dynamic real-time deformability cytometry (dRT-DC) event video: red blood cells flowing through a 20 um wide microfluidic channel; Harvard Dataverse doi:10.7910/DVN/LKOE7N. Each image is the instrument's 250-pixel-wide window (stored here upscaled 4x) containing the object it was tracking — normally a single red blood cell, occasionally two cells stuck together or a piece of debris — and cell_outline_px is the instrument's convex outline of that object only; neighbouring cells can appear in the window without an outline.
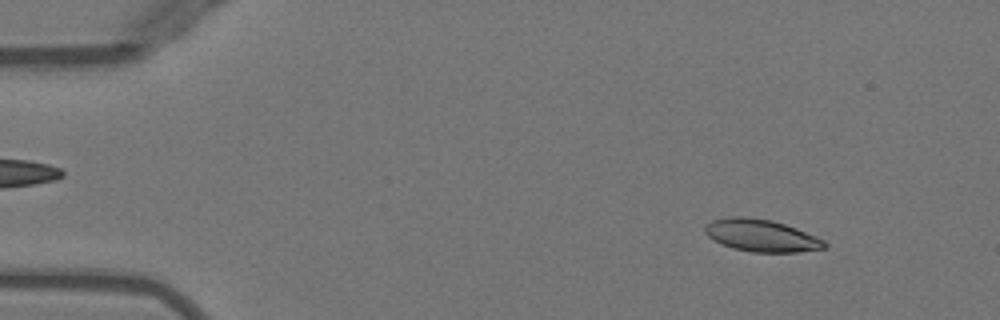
{"species": "Egyptian fruit bat (a non-hibernating species)", "species_latin": "Rousettus aegyptiacus", "temperature_condition": "warm", "stored_images_in_passage": 50, "camera_frame_rate_fps": 3000, "um_per_image_px": 0.085, "animal": {"sex": "female"}, "frame": {"image": 1, "passage_image": 5, "time_ms": 1.333, "image_size_px": [1000, 320], "cell_outline_px": [[828, 244], [824, 248], [796, 252], [752, 252], [732, 248], [708, 236], [704, 232], [704, 228], [712, 220], [728, 216], [744, 216], [772, 220], [796, 228], [816, 236], [824, 240]], "centroid_in_image_um": [64.72, 20.01], "position_along_channel_um": 20.3, "area_um2": 22.31}}
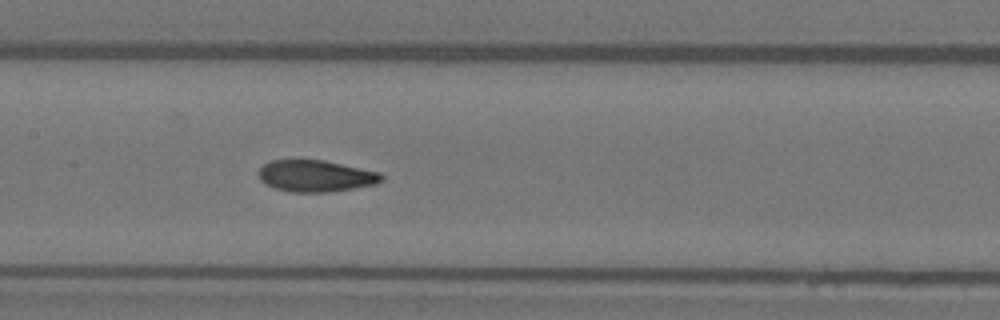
{"frame": {"image": 2, "passage_image": 24, "time_ms": 7.667, "image_size_px": [1000, 320], "cell_outline_px": [[384, 180], [376, 184], [328, 192], [288, 192], [264, 184], [260, 180], [256, 172], [264, 164], [272, 160], [324, 160], [380, 172], [384, 176]], "centroid_in_image_um": [26.82, 14.96], "position_along_channel_um": 180.6, "area_um2": 22.77}}
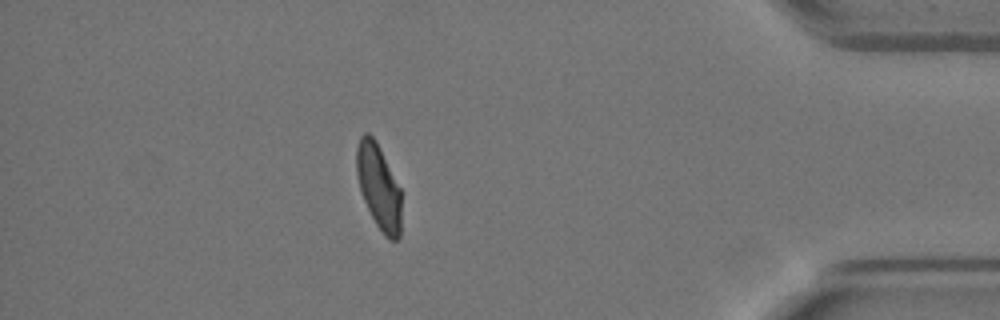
{"frame": {"image": 3, "passage_image": 44, "time_ms": 14.333, "image_size_px": [1000, 320], "cell_outline_px": [[400, 236], [396, 240], [388, 240], [384, 236], [376, 224], [364, 200], [360, 188], [356, 172], [356, 148], [360, 136], [364, 132], [368, 132], [376, 140], [400, 188]], "centroid_in_image_um": [32.17, 15.86], "position_along_channel_um": 403.0, "area_um2": 22.02}, "authors_computed_cell_mechanics": {"area_um2": 22.9466, "velocity_mm_per_s": 3.9813, "shape_relaxation_time_tau1_ms": 5.6067, "shape_relaxation_time_tau2_ms": 1.5046, "deformation_change_tau1": 0.1968, "deformation_change_tau2": 0.0811}}